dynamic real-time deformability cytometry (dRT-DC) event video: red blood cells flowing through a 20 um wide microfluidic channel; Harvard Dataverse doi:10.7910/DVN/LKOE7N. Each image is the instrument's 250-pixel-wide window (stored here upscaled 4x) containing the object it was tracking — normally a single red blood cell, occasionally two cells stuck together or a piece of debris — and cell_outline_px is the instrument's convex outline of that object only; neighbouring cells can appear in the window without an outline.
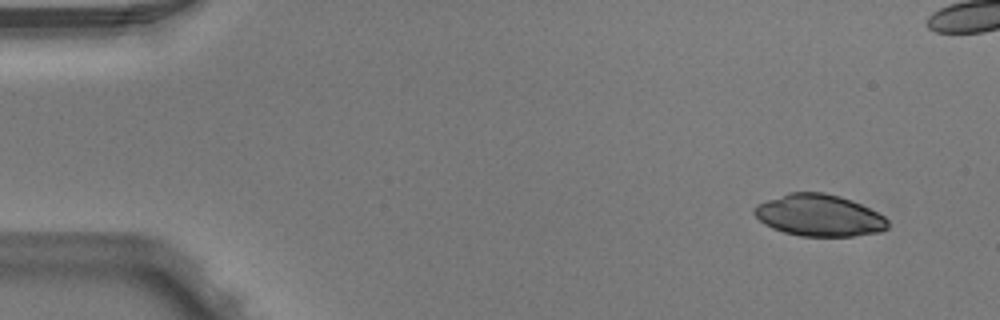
{"species": "Egyptian fruit bat (a non-hibernating species)", "species_latin": "Rousettus aegyptiacus", "temperature_condition": "warm", "stored_images_in_passage": 4, "camera_frame_rate_fps": 3000, "um_per_image_px": 0.085, "animal": {"sex": "male"}, "frame": {"image": 1, "passage_image": 1, "time_ms": 0.0, "image_size_px": [1000, 320], "cell_outline_px": [[888, 228], [880, 232], [852, 236], [800, 236], [784, 232], [772, 228], [764, 224], [752, 212], [752, 208], [756, 204], [788, 192], [824, 192], [840, 196], [852, 200], [884, 216], [888, 220]], "centroid_in_image_um": [69.6, 18.3], "position_along_channel_um": 15.4, "area_um2": 32.6}}